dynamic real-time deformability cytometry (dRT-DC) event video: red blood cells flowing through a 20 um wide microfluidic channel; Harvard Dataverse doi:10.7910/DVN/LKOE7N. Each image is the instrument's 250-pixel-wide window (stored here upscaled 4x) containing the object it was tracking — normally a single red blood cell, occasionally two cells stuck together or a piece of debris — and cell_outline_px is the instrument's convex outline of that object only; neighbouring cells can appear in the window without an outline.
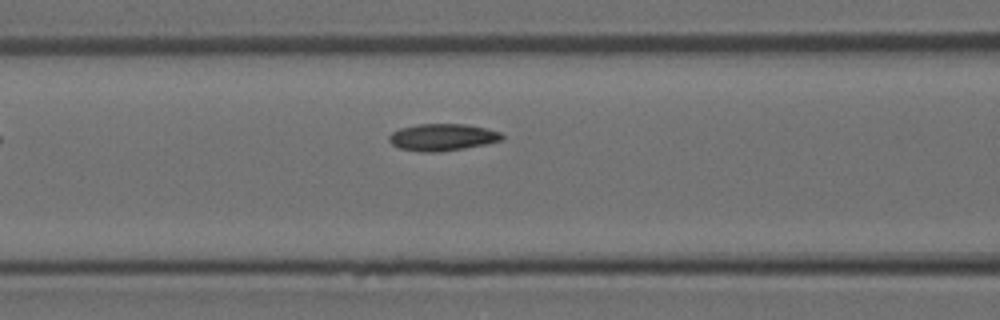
{"species": "Egyptian fruit bat (a non-hibernating species)", "species_latin": "Rousettus aegyptiacus", "temperature_condition": "room temperature", "stored_images_in_passage": 3, "camera_frame_rate_fps": 3000, "um_per_image_px": 0.085, "animal": {"sex": "female"}, "frame": {"image": 1, "passage_image": 3, "time_ms": 0.667, "image_size_px": [1000, 320], "cell_outline_px": [[504, 136], [500, 140], [484, 144], [464, 148], [440, 152], [420, 152], [400, 148], [392, 144], [388, 140], [388, 136], [392, 132], [400, 128], [416, 124], [464, 124], [484, 128], [500, 132]], "centroid_in_image_um": [37.55, 11.66], "position_along_channel_um": 129.1, "area_um2": 17.63}}